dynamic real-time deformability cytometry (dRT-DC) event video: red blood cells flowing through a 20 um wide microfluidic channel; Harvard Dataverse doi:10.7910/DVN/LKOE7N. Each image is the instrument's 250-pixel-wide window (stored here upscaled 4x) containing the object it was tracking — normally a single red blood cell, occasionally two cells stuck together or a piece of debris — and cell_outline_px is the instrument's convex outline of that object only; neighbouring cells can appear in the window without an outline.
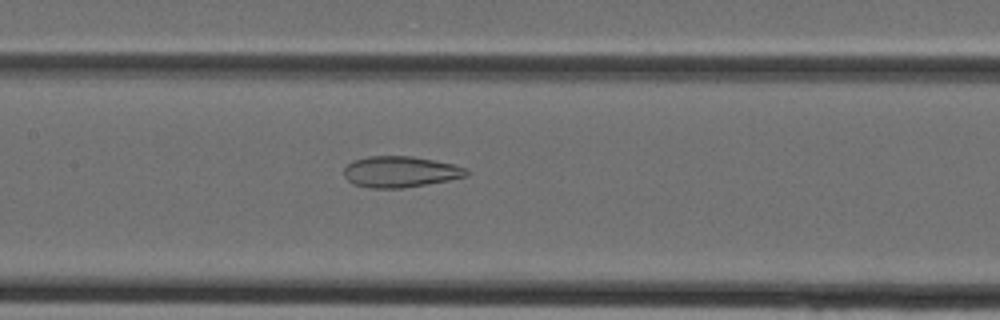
{"species": "Egyptian fruit bat (a non-hibernating species)", "species_latin": "Rousettus aegyptiacus", "temperature_condition": "cold", "stored_images_in_passage": 28, "camera_frame_rate_fps": 3000, "um_per_image_px": 0.085, "animal": {"sex": "female"}, "frame": {"image": 1, "passage_image": 8, "time_ms": 2.333, "image_size_px": [1000, 320], "cell_outline_px": [[468, 176], [448, 180], [400, 188], [368, 188], [352, 184], [344, 176], [344, 168], [352, 160], [368, 156], [412, 156], [452, 164], [468, 168]], "centroid_in_image_um": [33.99, 14.6], "position_along_channel_um": 173.4, "area_um2": 22.14}}
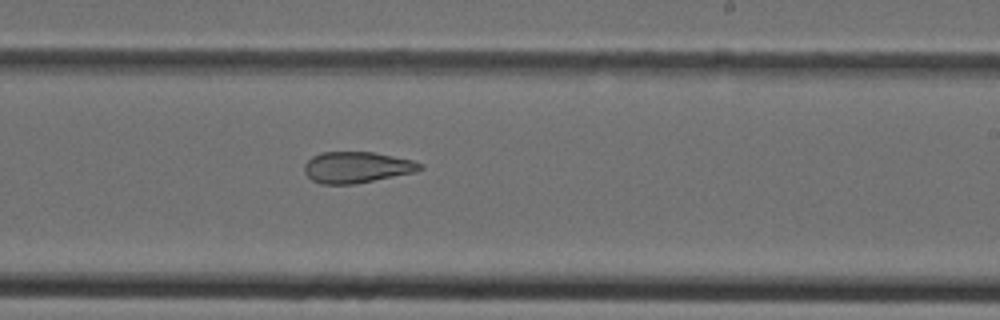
{"frame": {"image": 2, "passage_image": 13, "time_ms": 4.0, "image_size_px": [1000, 320], "cell_outline_px": [[424, 168], [416, 172], [356, 184], [320, 184], [312, 180], [304, 172], [304, 164], [312, 156], [320, 152], [372, 152], [412, 160], [424, 164]], "centroid_in_image_um": [30.33, 14.23], "position_along_channel_um": 258.7, "area_um2": 21.15}}
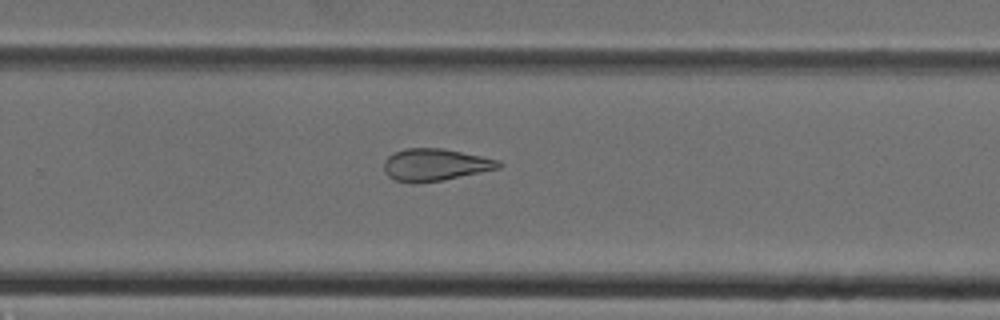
{"frame": {"image": 3, "passage_image": 15, "time_ms": 4.667, "image_size_px": [1000, 320], "cell_outline_px": [[504, 164], [500, 168], [444, 180], [412, 184], [396, 180], [388, 176], [384, 172], [384, 160], [388, 156], [404, 148], [440, 148], [500, 160]], "centroid_in_image_um": [36.98, 14.02], "position_along_channel_um": 292.8, "area_um2": 21.56}}